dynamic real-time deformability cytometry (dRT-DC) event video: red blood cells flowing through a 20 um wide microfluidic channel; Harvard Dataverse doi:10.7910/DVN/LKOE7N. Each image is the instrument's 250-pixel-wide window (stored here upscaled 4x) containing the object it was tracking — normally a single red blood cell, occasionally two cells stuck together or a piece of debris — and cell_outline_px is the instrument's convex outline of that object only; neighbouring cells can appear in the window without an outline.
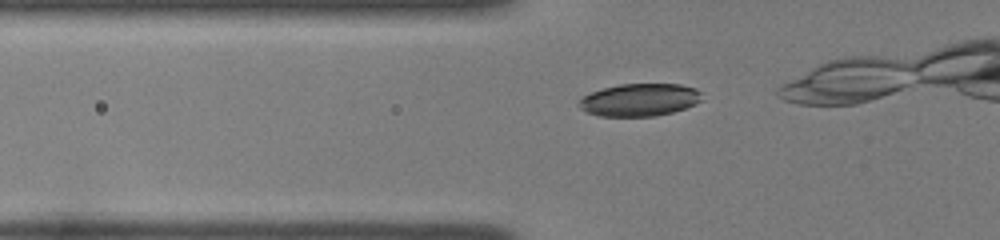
{"species": "common noctule bat (a hibernating species)", "species_latin": "Nyctalus noctula", "temperature_condition": "room temperature", "stored_images_in_passage": 10, "camera_frame_rate_fps": 3000, "um_per_image_px": 0.085, "animal": {"sex": "female", "body_mass_g": 22.0, "forearm_length_mm": 56.7}, "frame": {"image": 1, "passage_image": 4, "time_ms": 1.0, "image_size_px": [1000, 240], "cell_outline_px": [[700, 100], [684, 108], [672, 112], [656, 116], [600, 116], [584, 112], [576, 104], [584, 96], [592, 92], [604, 88], [620, 84], [680, 84], [696, 88], [700, 92]], "centroid_in_image_um": [54.31, 8.49], "position_along_channel_um": 71.5, "area_um2": 23.18}}